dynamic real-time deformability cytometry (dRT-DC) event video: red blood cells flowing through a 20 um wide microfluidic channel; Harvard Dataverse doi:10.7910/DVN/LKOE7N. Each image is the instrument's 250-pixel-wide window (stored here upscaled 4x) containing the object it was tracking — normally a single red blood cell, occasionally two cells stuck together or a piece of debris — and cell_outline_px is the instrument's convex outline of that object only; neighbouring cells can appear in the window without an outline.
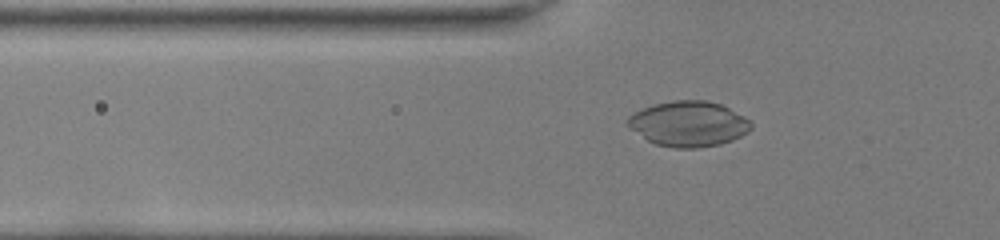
{"species": "common noctule bat (a hibernating species)", "species_latin": "Nyctalus noctula", "temperature_condition": "room temperature", "stored_images_in_passage": 40, "camera_frame_rate_fps": 3000, "um_per_image_px": 0.085, "animal": {"sex": "female", "body_mass_g": 22.0, "forearm_length_mm": 56.7}, "frame": {"image": 1, "passage_image": 8, "time_ms": 2.333, "image_size_px": [1000, 240], "cell_outline_px": [[752, 128], [748, 132], [732, 140], [720, 144], [696, 148], [676, 148], [656, 144], [648, 140], [632, 128], [628, 124], [628, 116], [644, 108], [656, 104], [676, 100], [704, 100], [720, 104], [752, 120]], "centroid_in_image_um": [58.59, 10.53], "position_along_channel_um": 67.2, "area_um2": 32.14}}
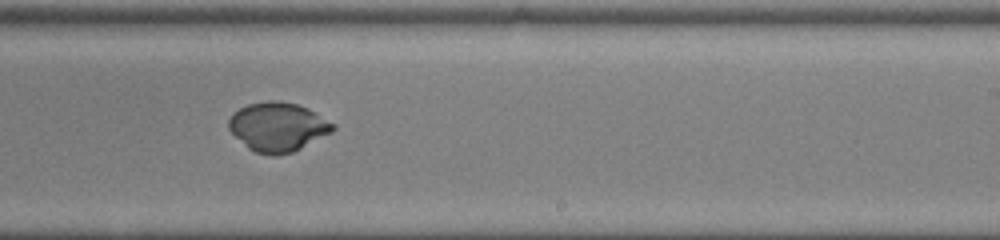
{"frame": {"image": 2, "passage_image": 23, "time_ms": 7.333, "image_size_px": [1000, 240], "cell_outline_px": [[336, 128], [332, 132], [292, 152], [276, 156], [272, 156], [256, 152], [248, 148], [228, 128], [228, 120], [232, 112], [248, 104], [268, 100], [280, 100], [296, 104], [308, 108], [336, 124]], "centroid_in_image_um": [23.62, 10.77], "position_along_channel_um": 265.4, "area_um2": 29.82}}
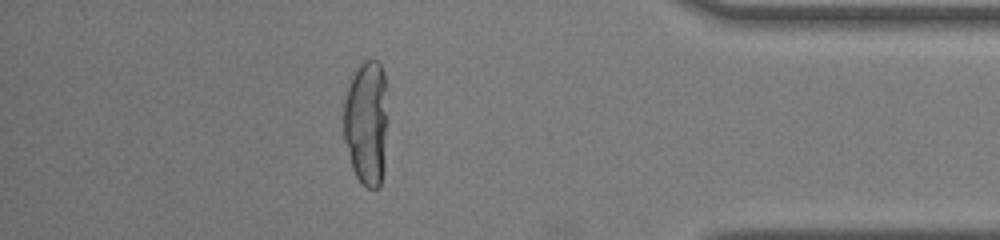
{"frame": {"image": 3, "passage_image": 35, "time_ms": 11.333, "image_size_px": [1000, 240], "cell_outline_px": [[384, 168], [380, 188], [368, 188], [356, 176], [352, 168], [344, 140], [344, 100], [352, 72], [364, 60], [376, 60], [380, 64], [384, 72]], "centroid_in_image_um": [31.1, 10.43], "position_along_channel_um": 404.1, "area_um2": 31.44}}